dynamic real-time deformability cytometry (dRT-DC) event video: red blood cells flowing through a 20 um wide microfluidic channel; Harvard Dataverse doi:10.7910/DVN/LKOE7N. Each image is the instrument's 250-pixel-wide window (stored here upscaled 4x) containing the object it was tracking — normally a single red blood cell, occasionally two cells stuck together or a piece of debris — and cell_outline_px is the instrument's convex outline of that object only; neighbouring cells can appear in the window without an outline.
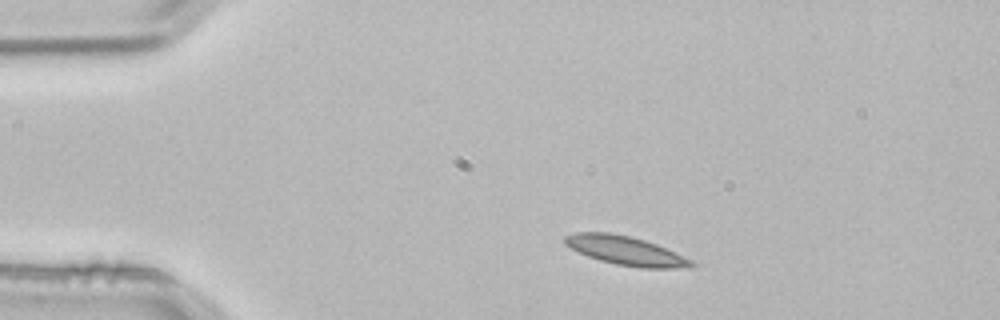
{"species": "common noctule bat (a hibernating species)", "species_latin": "Nyctalus noctula", "temperature_condition": "room temperature", "stored_images_in_passage": 2, "camera_frame_rate_fps": 3000, "um_per_image_px": 0.085, "animal": {"sex": "male", "body_mass_g": 21.5, "forearm_length_mm": 52.0}, "frame": {"image": 1, "passage_image": 1, "time_ms": 0.0, "image_size_px": [1000, 320], "cell_outline_px": [[696, 264], [688, 268], [640, 268], [616, 264], [600, 260], [588, 256], [564, 244], [564, 236], [576, 232], [608, 232], [628, 236], [644, 240], [656, 244], [692, 260]], "centroid_in_image_um": [53.18, 21.31], "position_along_channel_um": 31.8, "area_um2": 21.1}}